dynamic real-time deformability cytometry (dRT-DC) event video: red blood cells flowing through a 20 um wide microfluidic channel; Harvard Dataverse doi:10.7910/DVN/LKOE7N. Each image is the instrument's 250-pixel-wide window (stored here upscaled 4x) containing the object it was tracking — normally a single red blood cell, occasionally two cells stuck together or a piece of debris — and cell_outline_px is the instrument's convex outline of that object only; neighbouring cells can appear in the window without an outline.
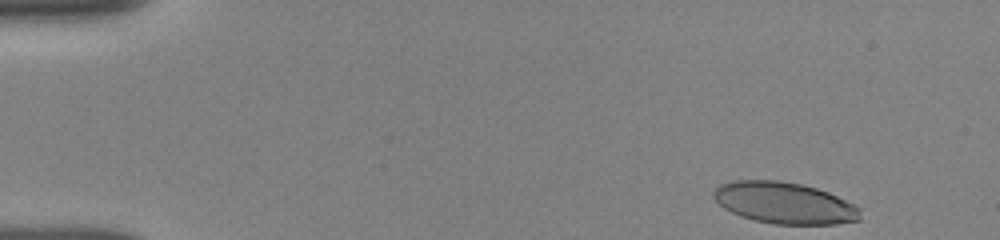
{"species": "human", "species_latin": "Homo sapiens", "temperature_condition": "room temperature", "stored_images_in_passage": 49, "camera_frame_rate_fps": 3000, "um_per_image_px": 0.085, "donor": {"sex": "female"}, "frame": {"image": 1, "passage_image": 1, "time_ms": 0.0, "image_size_px": [1000, 240], "cell_outline_px": [[860, 220], [836, 224], [772, 224], [740, 216], [724, 208], [712, 196], [712, 192], [720, 184], [736, 180], [780, 180], [800, 184], [816, 188], [828, 192], [860, 208]], "centroid_in_image_um": [66.66, 17.25], "position_along_channel_um": 18.3, "area_um2": 35.32}}
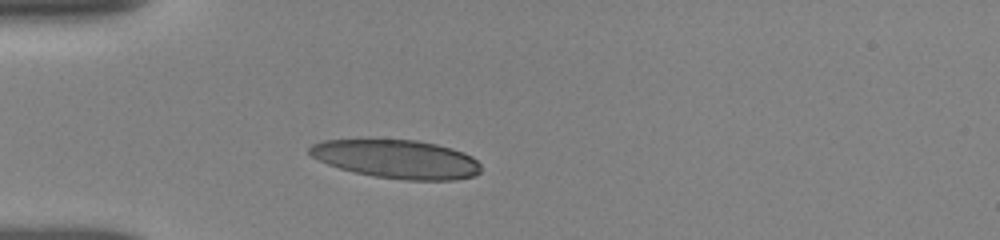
{"frame": {"image": 2, "passage_image": 28, "time_ms": 3.333, "image_size_px": [1000, 240], "cell_outline_px": [[480, 172], [472, 176], [456, 180], [404, 180], [376, 176], [356, 172], [340, 168], [328, 164], [312, 156], [308, 152], [308, 148], [312, 144], [324, 140], [416, 140], [436, 144], [452, 148], [464, 152], [472, 156], [480, 164]], "centroid_in_image_um": [33.75, 13.52], "position_along_channel_um": 51.2, "area_um2": 38.26}}
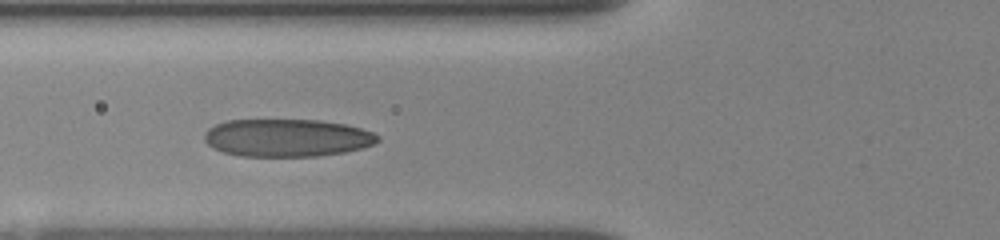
{"frame": {"image": 3, "passage_image": 42, "time_ms": 5.0, "image_size_px": [1000, 240], "cell_outline_px": [[380, 140], [372, 144], [360, 148], [344, 152], [316, 156], [240, 156], [224, 152], [212, 148], [204, 140], [204, 136], [208, 128], [216, 124], [228, 120], [320, 120], [344, 124], [360, 128], [372, 132], [380, 136]], "centroid_in_image_um": [24.37, 11.71], "position_along_channel_um": 101.4, "area_um2": 37.97}}